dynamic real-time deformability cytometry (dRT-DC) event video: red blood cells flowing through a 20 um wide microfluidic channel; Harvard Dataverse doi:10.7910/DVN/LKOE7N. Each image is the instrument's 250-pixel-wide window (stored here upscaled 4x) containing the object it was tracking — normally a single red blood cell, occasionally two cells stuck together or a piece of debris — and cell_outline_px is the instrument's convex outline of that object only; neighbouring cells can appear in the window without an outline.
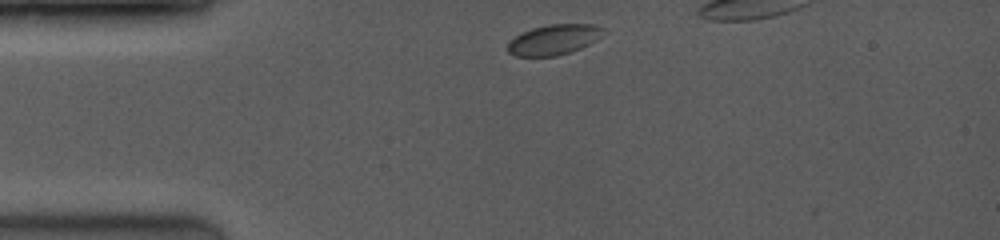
{"species": "common noctule bat (a hibernating species)", "species_latin": "Nyctalus noctula", "temperature_condition": "room temperature", "stored_images_in_passage": 8, "camera_frame_rate_fps": 3500, "um_per_image_px": 0.085, "animal": {"sex": "female", "body_mass_g": 19.0, "forearm_length_mm": 53.3}, "frame": {"image": 1, "passage_image": 1, "time_ms": 0.0, "image_size_px": [1000, 240], "cell_outline_px": [[604, 28], [596, 40], [580, 48], [556, 56], [516, 56], [508, 52], [508, 44], [516, 36], [532, 28], [548, 24], [592, 24]], "centroid_in_image_um": [47.06, 3.37], "position_along_channel_um": 37.9, "area_um2": 16.47}}